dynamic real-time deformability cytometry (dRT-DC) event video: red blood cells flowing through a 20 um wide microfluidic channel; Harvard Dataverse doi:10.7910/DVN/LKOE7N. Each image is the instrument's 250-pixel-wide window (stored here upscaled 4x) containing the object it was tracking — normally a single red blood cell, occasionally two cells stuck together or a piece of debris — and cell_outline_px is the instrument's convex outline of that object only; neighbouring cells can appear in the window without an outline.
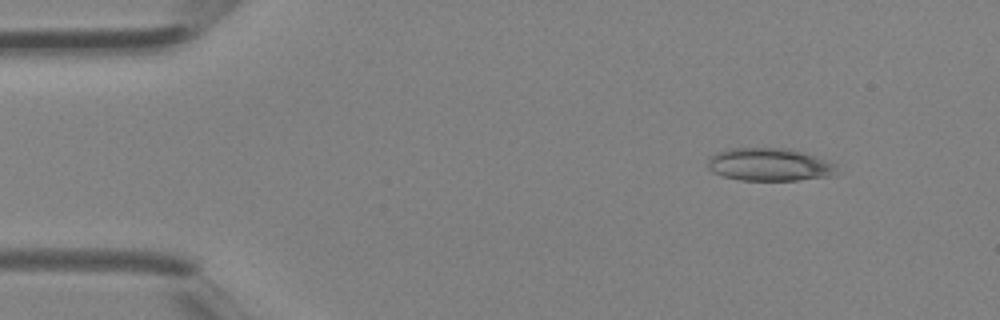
{"species": "Egyptian fruit bat (a non-hibernating species)", "species_latin": "Rousettus aegyptiacus", "temperature_condition": "room temperature", "stored_images_in_passage": 4, "camera_frame_rate_fps": 3000, "um_per_image_px": 0.085, "animal": {"sex": "female"}, "frame": {"image": 1, "passage_image": 1, "time_ms": 0.0, "image_size_px": [1000, 320], "cell_outline_px": [[836, 164], [832, 176], [796, 180], [740, 180], [724, 176], [712, 172], [708, 168], [708, 160], [716, 152], [732, 148], [788, 148], [804, 152]], "centroid_in_image_um": [65.37, 13.98], "position_along_channel_um": 19.6, "area_um2": 24.51}}
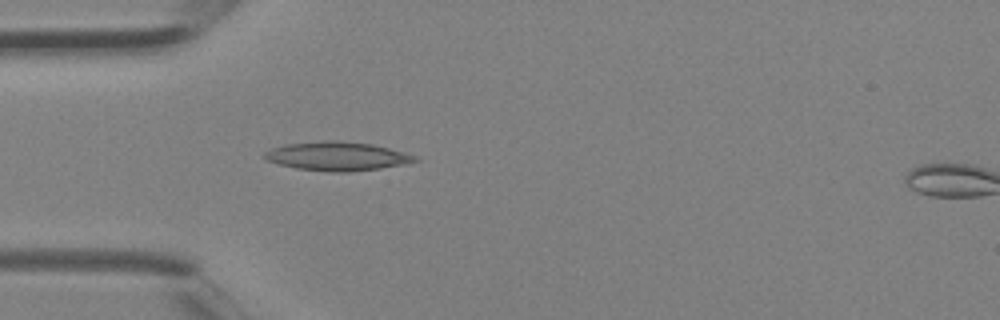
{"frame": {"image": 2, "passage_image": 3, "time_ms": 0.667, "image_size_px": [1000, 320], "cell_outline_px": [[420, 160], [404, 164], [380, 168], [348, 172], [328, 172], [296, 168], [280, 164], [268, 160], [264, 156], [264, 152], [272, 148], [288, 144], [324, 140], [336, 140], [372, 144], [388, 148], [416, 156]], "centroid_in_image_um": [28.66, 13.28], "position_along_channel_um": 56.3, "area_um2": 25.03}}